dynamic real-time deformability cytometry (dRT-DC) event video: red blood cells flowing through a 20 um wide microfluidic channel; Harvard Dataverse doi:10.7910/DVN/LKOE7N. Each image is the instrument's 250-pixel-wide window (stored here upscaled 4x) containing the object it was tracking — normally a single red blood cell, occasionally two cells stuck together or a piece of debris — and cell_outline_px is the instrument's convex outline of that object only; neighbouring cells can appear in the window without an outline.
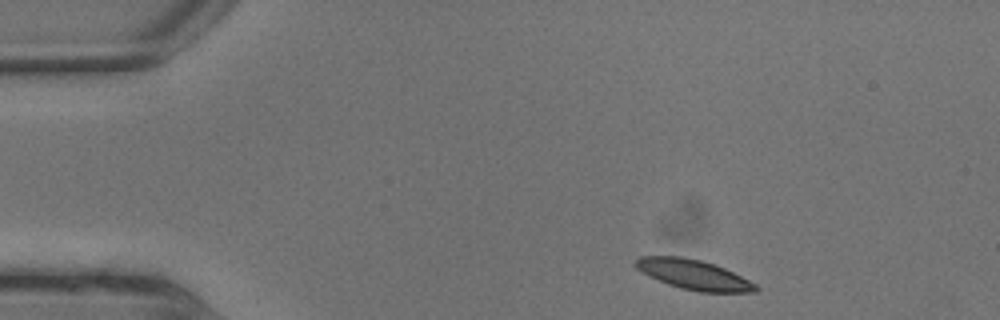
{"species": "common noctule bat (a hibernating species)", "species_latin": "Nyctalus noctula", "temperature_condition": "warm", "stored_images_in_passage": 5, "camera_frame_rate_fps": 3000, "um_per_image_px": 0.085, "animal": {"sex": "male", "body_mass_g": 13.3}, "frame": {"image": 1, "passage_image": 1, "time_ms": 0.0, "image_size_px": [1000, 320], "cell_outline_px": [[756, 288], [748, 292], [704, 292], [684, 288], [660, 280], [644, 272], [636, 264], [636, 260], [644, 256], [676, 256], [700, 260], [724, 268], [756, 284]], "centroid_in_image_um": [58.99, 23.33], "position_along_channel_um": 26.0, "area_um2": 19.71}}
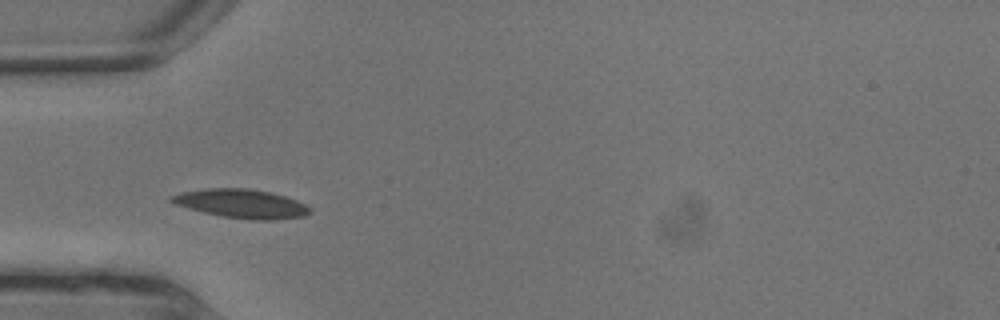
{"frame": {"image": 2, "passage_image": 4, "time_ms": 1.0, "image_size_px": [1000, 320], "cell_outline_px": [[308, 212], [300, 216], [228, 216], [208, 212], [192, 208], [180, 204], [172, 200], [172, 196], [188, 192], [216, 188], [236, 188], [268, 192], [284, 196], [304, 204], [308, 208]], "centroid_in_image_um": [20.5, 17.24], "position_along_channel_um": 64.5, "area_um2": 20.23}}
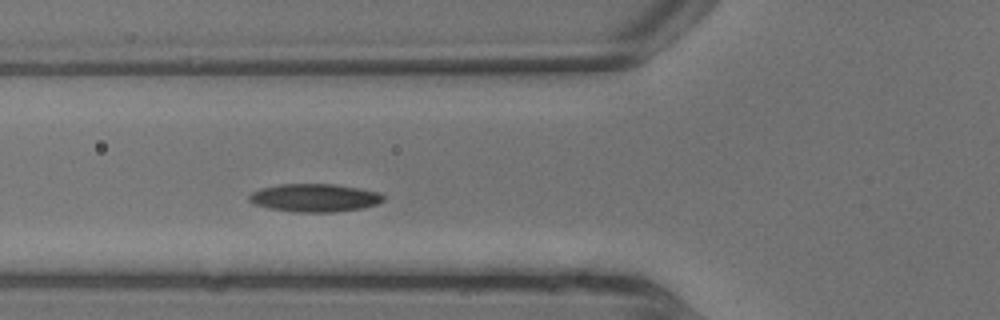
{"frame": {"image": 3, "passage_image": 5, "time_ms": 1.333, "image_size_px": [1000, 320], "cell_outline_px": [[384, 196], [376, 204], [356, 208], [276, 208], [260, 204], [252, 200], [252, 196], [256, 192], [264, 188], [284, 184], [328, 184], [376, 192]], "centroid_in_image_um": [26.79, 16.72], "position_along_channel_um": 99.0, "area_um2": 18.67}}